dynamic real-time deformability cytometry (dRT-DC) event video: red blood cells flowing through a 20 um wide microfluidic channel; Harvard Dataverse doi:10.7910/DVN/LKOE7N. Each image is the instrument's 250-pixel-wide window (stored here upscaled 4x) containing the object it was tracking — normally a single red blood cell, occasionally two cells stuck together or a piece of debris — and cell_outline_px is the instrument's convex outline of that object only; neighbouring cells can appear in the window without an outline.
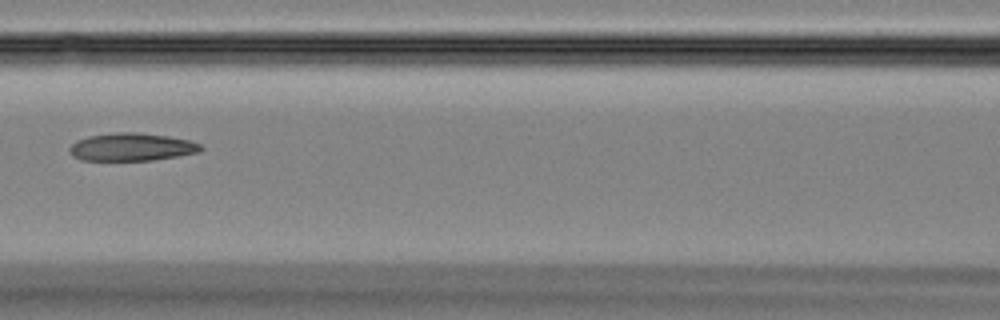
{"species": "Egyptian fruit bat (a non-hibernating species)", "species_latin": "Rousettus aegyptiacus", "temperature_condition": "room temperature", "stored_images_in_passage": 45, "camera_frame_rate_fps": 3000, "um_per_image_px": 0.085, "animal": {"sex": "female"}, "frame": {"image": 1, "passage_image": 20, "time_ms": 6.333, "image_size_px": [1000, 320], "cell_outline_px": [[204, 148], [200, 152], [152, 160], [80, 160], [72, 156], [68, 152], [68, 148], [76, 140], [88, 136], [116, 132], [140, 132], [168, 136], [188, 140], [200, 144]], "centroid_in_image_um": [11.15, 12.49], "position_along_channel_um": 155.4, "area_um2": 21.39}}
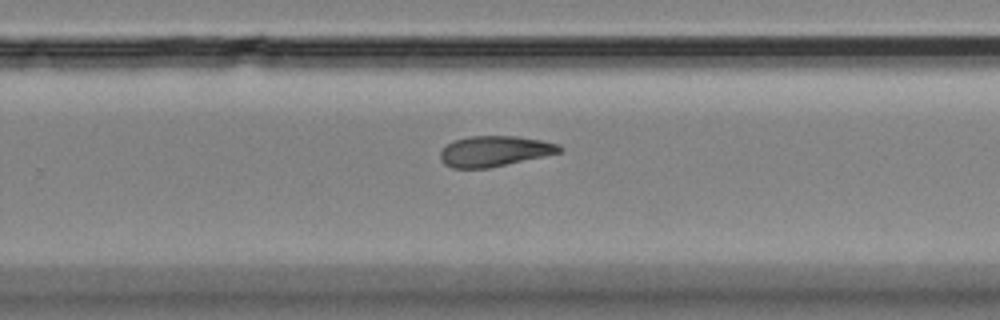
{"frame": {"image": 2, "passage_image": 29, "time_ms": 9.333, "image_size_px": [1000, 320], "cell_outline_px": [[564, 148], [560, 152], [544, 156], [488, 168], [452, 168], [444, 164], [440, 160], [440, 152], [452, 140], [468, 136], [516, 136], [540, 140], [560, 144]], "centroid_in_image_um": [42.02, 12.84], "position_along_channel_um": 287.8, "area_um2": 21.21}}
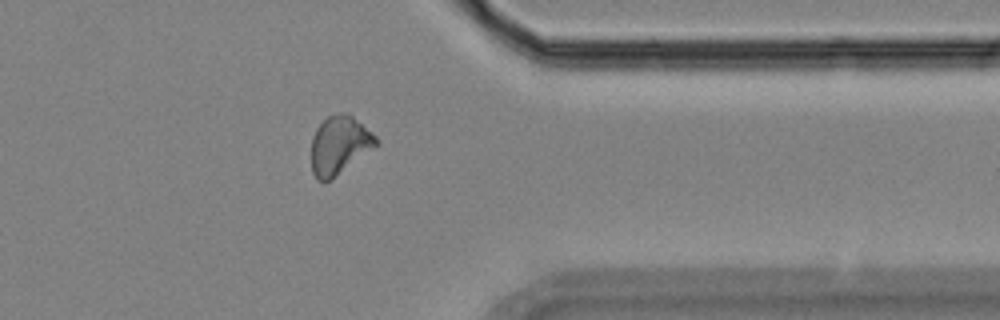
{"frame": {"image": 3, "passage_image": 36, "time_ms": 11.667, "image_size_px": [1000, 320], "cell_outline_px": [[376, 144], [332, 180], [316, 180], [312, 172], [312, 136], [316, 128], [328, 116], [340, 112], [348, 112], [372, 132], [376, 136]], "centroid_in_image_um": [28.81, 12.32], "position_along_channel_um": 382.6, "area_um2": 21.62}}